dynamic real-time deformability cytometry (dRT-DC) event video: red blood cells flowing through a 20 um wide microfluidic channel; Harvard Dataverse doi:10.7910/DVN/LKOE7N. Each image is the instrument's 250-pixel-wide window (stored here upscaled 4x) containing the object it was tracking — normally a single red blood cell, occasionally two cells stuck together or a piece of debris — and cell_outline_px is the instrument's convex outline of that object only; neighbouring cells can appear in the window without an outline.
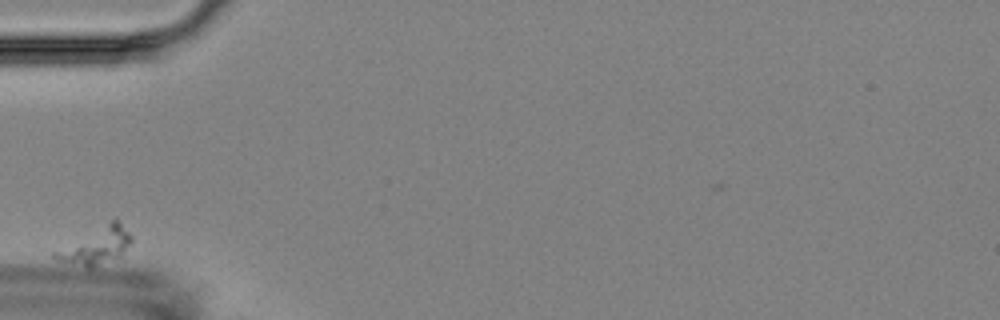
{"species": "Egyptian fruit bat (a non-hibernating species)", "species_latin": "Rousettus aegyptiacus", "temperature_condition": "room temperature", "stored_images_in_passage": 2, "camera_frame_rate_fps": 3000, "um_per_image_px": 0.085, "animal": {"sex": "female"}, "frame": {"image": 1, "passage_image": 1, "time_ms": 0.0, "image_size_px": [1000, 320], "cell_outline_px": [[132, 240], [120, 256], [92, 268], [88, 268], [56, 260], [52, 256], [52, 252], [112, 220], [116, 220], [132, 236]], "centroid_in_image_um": [8.13, 20.94], "position_along_channel_um": 76.9, "area_um2": 15.72}}